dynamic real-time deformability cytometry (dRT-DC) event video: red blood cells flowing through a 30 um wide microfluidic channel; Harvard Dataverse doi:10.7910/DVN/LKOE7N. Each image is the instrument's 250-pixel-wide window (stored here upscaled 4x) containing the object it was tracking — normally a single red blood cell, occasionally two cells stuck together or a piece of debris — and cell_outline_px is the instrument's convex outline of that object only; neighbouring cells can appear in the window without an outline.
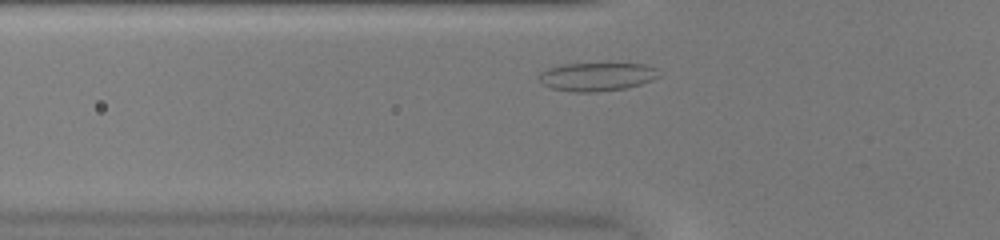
{"species": "common noctule bat (a hibernating species)", "species_latin": "Nyctalus noctula", "temperature_condition": "warm", "stored_images_in_passage": 29, "camera_frame_rate_fps": 3000, "um_per_image_px": 0.085, "animal": {"sex": "female", "body_mass_g": 20.0, "forearm_length_mm": 54.0}, "frame": {"image": 1, "passage_image": 3, "time_ms": 0.667, "image_size_px": [1000, 240], "cell_outline_px": [[660, 76], [652, 80], [640, 84], [624, 88], [596, 92], [572, 92], [552, 88], [540, 84], [536, 80], [536, 76], [540, 72], [548, 68], [560, 64], [644, 64], [656, 68]], "centroid_in_image_um": [50.65, 6.52], "position_along_channel_um": 75.2, "area_um2": 20.0}}
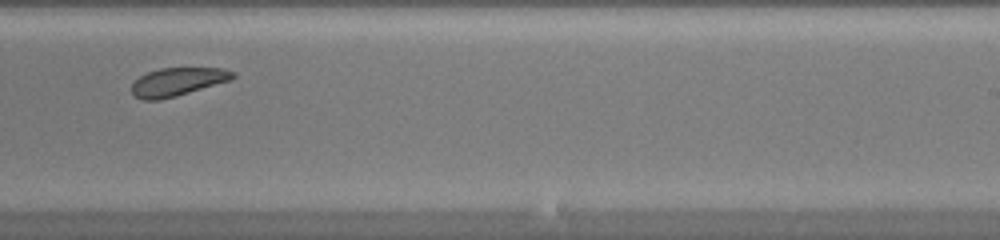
{"frame": {"image": 2, "passage_image": 18, "time_ms": 5.667, "image_size_px": [1000, 240], "cell_outline_px": [[236, 76], [228, 80], [176, 96], [160, 100], [140, 100], [132, 96], [132, 84], [140, 76], [148, 72], [160, 68], [220, 68], [236, 72]], "centroid_in_image_um": [15.04, 6.96], "position_along_channel_um": 274.0, "area_um2": 16.47}}
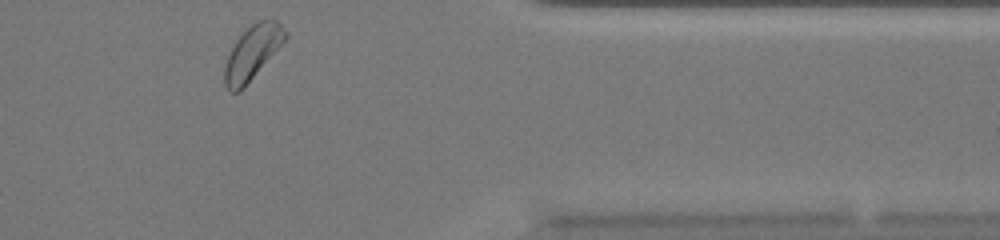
{"frame": {"image": 3, "passage_image": 28, "time_ms": 9.0, "image_size_px": [1000, 240], "cell_outline_px": [[288, 36], [244, 88], [240, 92], [228, 92], [224, 84], [224, 64], [236, 40], [256, 20], [276, 20], [288, 32]], "centroid_in_image_um": [21.43, 4.5], "position_along_channel_um": 390.0, "area_um2": 18.84}}